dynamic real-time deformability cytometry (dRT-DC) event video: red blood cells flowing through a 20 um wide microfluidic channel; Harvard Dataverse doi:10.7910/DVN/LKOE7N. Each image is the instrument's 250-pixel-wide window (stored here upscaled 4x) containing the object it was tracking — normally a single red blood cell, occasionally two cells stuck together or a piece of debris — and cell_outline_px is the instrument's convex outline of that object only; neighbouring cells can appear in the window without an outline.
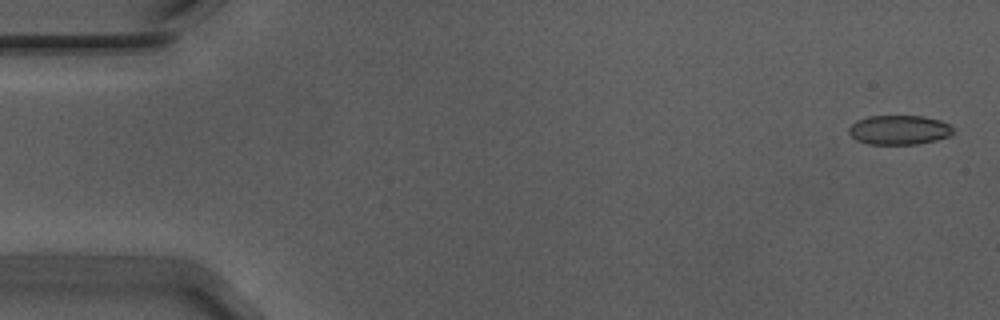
{"species": "Egyptian fruit bat (a non-hibernating species)", "species_latin": "Rousettus aegyptiacus", "temperature_condition": "warm", "stored_images_in_passage": 56, "camera_frame_rate_fps": 3000, "um_per_image_px": 0.085, "animal": {"sex": "male"}, "frame": {"image": 1, "passage_image": 2, "time_ms": 0.333, "image_size_px": [1000, 320], "cell_outline_px": [[952, 132], [948, 136], [936, 140], [916, 144], [868, 144], [856, 140], [848, 132], [848, 128], [856, 120], [868, 116], [924, 116], [940, 120], [948, 124], [952, 128]], "centroid_in_image_um": [76.38, 11.04], "position_along_channel_um": 8.6, "area_um2": 17.8}}
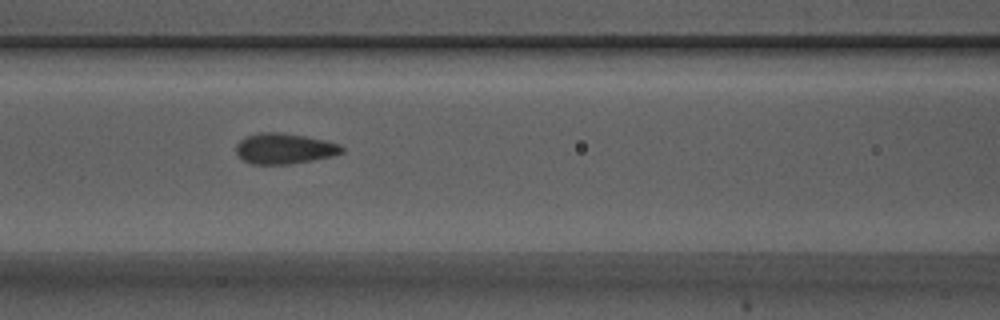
{"frame": {"image": 2, "passage_image": 24, "time_ms": 7.667, "image_size_px": [1000, 320], "cell_outline_px": [[344, 152], [332, 156], [312, 160], [288, 164], [252, 164], [244, 160], [236, 152], [236, 144], [244, 136], [260, 132], [280, 132], [304, 136], [324, 140], [340, 144], [344, 148]], "centroid_in_image_um": [24.16, 12.62], "position_along_channel_um": 142.4, "area_um2": 18.84}}
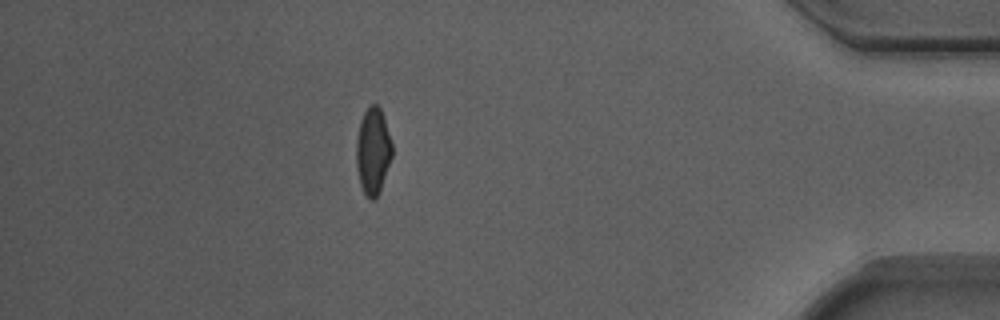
{"frame": {"image": 3, "passage_image": 49, "time_ms": 16.0, "image_size_px": [1000, 320], "cell_outline_px": [[392, 156], [380, 188], [376, 196], [372, 200], [364, 192], [360, 184], [356, 168], [356, 140], [360, 120], [364, 112], [372, 104], [376, 104], [380, 108], [392, 144]], "centroid_in_image_um": [31.68, 12.81], "position_along_channel_um": 403.5, "area_um2": 17.69}, "authors_computed_cell_mechanics": {"area_um2": 18.3804, "velocity_mm_per_s": 3.72, "shape_relaxation_time_tau1_ms": 4.5829, "shape_relaxation_time_tau2_ms": null, "deformation_change_tau1": 0.1359, "deformation_change_tau2": null}}